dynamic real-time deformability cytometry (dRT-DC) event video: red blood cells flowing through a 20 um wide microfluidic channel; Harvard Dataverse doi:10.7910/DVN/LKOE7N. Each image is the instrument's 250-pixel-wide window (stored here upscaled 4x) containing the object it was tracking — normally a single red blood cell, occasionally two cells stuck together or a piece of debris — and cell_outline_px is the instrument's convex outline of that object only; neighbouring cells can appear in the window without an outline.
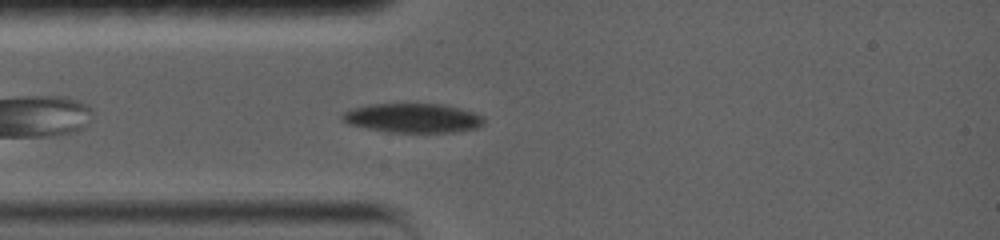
{"species": "common noctule bat (a hibernating species)", "species_latin": "Nyctalus noctula", "temperature_condition": "warm", "stored_images_in_passage": 13, "camera_frame_rate_fps": 5000, "um_per_image_px": 0.085, "animal": {"sex": "female", "body_mass_g": 19.0, "forearm_length_mm": 56.7}, "frame": {"image": 1, "passage_image": 4, "time_ms": 1.4, "image_size_px": [1000, 240], "cell_outline_px": [[484, 124], [476, 128], [456, 132], [388, 132], [348, 124], [340, 116], [344, 112], [352, 108], [368, 104], [440, 104], [460, 108], [484, 116]], "centroid_in_image_um": [35.1, 10.03], "position_along_channel_um": 49.9, "area_um2": 24.1}}
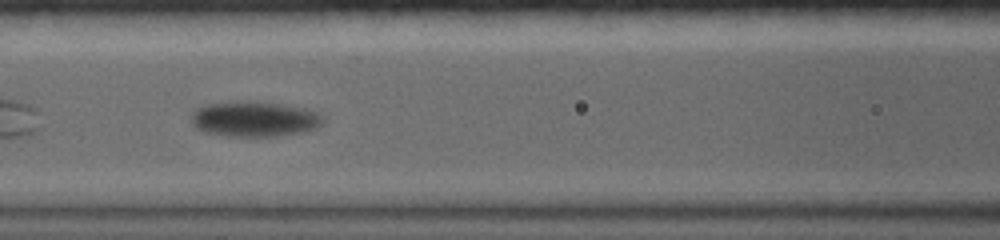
{"frame": {"image": 2, "passage_image": 10, "time_ms": 4.2, "image_size_px": [1000, 240], "cell_outline_px": [[324, 116], [320, 124], [316, 128], [304, 132], [276, 136], [224, 136], [204, 132], [196, 128], [192, 124], [192, 112], [196, 108], [204, 104], [236, 100], [248, 100], [280, 104], [308, 108]], "centroid_in_image_um": [21.59, 10.1], "position_along_channel_um": 145.0, "area_um2": 27.57}}